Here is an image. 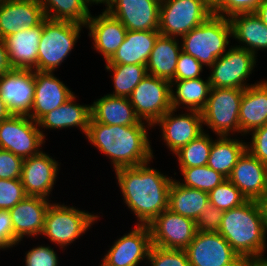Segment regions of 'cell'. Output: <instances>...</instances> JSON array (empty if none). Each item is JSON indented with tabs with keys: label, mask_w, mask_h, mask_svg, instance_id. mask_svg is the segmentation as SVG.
Segmentation results:
<instances>
[{
	"label": "cell",
	"mask_w": 267,
	"mask_h": 266,
	"mask_svg": "<svg viewBox=\"0 0 267 266\" xmlns=\"http://www.w3.org/2000/svg\"><path fill=\"white\" fill-rule=\"evenodd\" d=\"M207 5L211 6L215 0H203Z\"/></svg>",
	"instance_id": "obj_53"
},
{
	"label": "cell",
	"mask_w": 267,
	"mask_h": 266,
	"mask_svg": "<svg viewBox=\"0 0 267 266\" xmlns=\"http://www.w3.org/2000/svg\"><path fill=\"white\" fill-rule=\"evenodd\" d=\"M159 35L160 32L158 30H127L123 43L105 64H137L146 66L149 55Z\"/></svg>",
	"instance_id": "obj_26"
},
{
	"label": "cell",
	"mask_w": 267,
	"mask_h": 266,
	"mask_svg": "<svg viewBox=\"0 0 267 266\" xmlns=\"http://www.w3.org/2000/svg\"><path fill=\"white\" fill-rule=\"evenodd\" d=\"M37 122L25 115H11L0 121V149L25 159L41 152L45 134Z\"/></svg>",
	"instance_id": "obj_9"
},
{
	"label": "cell",
	"mask_w": 267,
	"mask_h": 266,
	"mask_svg": "<svg viewBox=\"0 0 267 266\" xmlns=\"http://www.w3.org/2000/svg\"><path fill=\"white\" fill-rule=\"evenodd\" d=\"M203 67L204 66L197 59L181 51L176 65L175 77L172 81L199 78Z\"/></svg>",
	"instance_id": "obj_42"
},
{
	"label": "cell",
	"mask_w": 267,
	"mask_h": 266,
	"mask_svg": "<svg viewBox=\"0 0 267 266\" xmlns=\"http://www.w3.org/2000/svg\"><path fill=\"white\" fill-rule=\"evenodd\" d=\"M267 123V81L250 84L244 89L239 110V133L250 132Z\"/></svg>",
	"instance_id": "obj_25"
},
{
	"label": "cell",
	"mask_w": 267,
	"mask_h": 266,
	"mask_svg": "<svg viewBox=\"0 0 267 266\" xmlns=\"http://www.w3.org/2000/svg\"><path fill=\"white\" fill-rule=\"evenodd\" d=\"M212 14L203 0H164L160 5L158 31L165 36L182 37Z\"/></svg>",
	"instance_id": "obj_8"
},
{
	"label": "cell",
	"mask_w": 267,
	"mask_h": 266,
	"mask_svg": "<svg viewBox=\"0 0 267 266\" xmlns=\"http://www.w3.org/2000/svg\"><path fill=\"white\" fill-rule=\"evenodd\" d=\"M98 218L97 214L81 211L73 206L51 203L45 215L41 235L64 249L85 234Z\"/></svg>",
	"instance_id": "obj_6"
},
{
	"label": "cell",
	"mask_w": 267,
	"mask_h": 266,
	"mask_svg": "<svg viewBox=\"0 0 267 266\" xmlns=\"http://www.w3.org/2000/svg\"><path fill=\"white\" fill-rule=\"evenodd\" d=\"M50 204L49 199L26 196L9 210L13 225V236L19 242L25 236L32 238L42 234L45 215Z\"/></svg>",
	"instance_id": "obj_21"
},
{
	"label": "cell",
	"mask_w": 267,
	"mask_h": 266,
	"mask_svg": "<svg viewBox=\"0 0 267 266\" xmlns=\"http://www.w3.org/2000/svg\"><path fill=\"white\" fill-rule=\"evenodd\" d=\"M209 203L219 210L226 211L247 201L241 191L227 178L208 193Z\"/></svg>",
	"instance_id": "obj_38"
},
{
	"label": "cell",
	"mask_w": 267,
	"mask_h": 266,
	"mask_svg": "<svg viewBox=\"0 0 267 266\" xmlns=\"http://www.w3.org/2000/svg\"><path fill=\"white\" fill-rule=\"evenodd\" d=\"M147 127L153 126L141 120L128 126L105 125L90 118L86 137L94 147L109 157L116 170L152 160L153 150Z\"/></svg>",
	"instance_id": "obj_2"
},
{
	"label": "cell",
	"mask_w": 267,
	"mask_h": 266,
	"mask_svg": "<svg viewBox=\"0 0 267 266\" xmlns=\"http://www.w3.org/2000/svg\"><path fill=\"white\" fill-rule=\"evenodd\" d=\"M74 93L53 72L35 71V95L29 117L37 122L69 100Z\"/></svg>",
	"instance_id": "obj_22"
},
{
	"label": "cell",
	"mask_w": 267,
	"mask_h": 266,
	"mask_svg": "<svg viewBox=\"0 0 267 266\" xmlns=\"http://www.w3.org/2000/svg\"><path fill=\"white\" fill-rule=\"evenodd\" d=\"M209 204L207 192L185 187L173 179L170 184L168 209L176 214L196 221L202 210Z\"/></svg>",
	"instance_id": "obj_32"
},
{
	"label": "cell",
	"mask_w": 267,
	"mask_h": 266,
	"mask_svg": "<svg viewBox=\"0 0 267 266\" xmlns=\"http://www.w3.org/2000/svg\"><path fill=\"white\" fill-rule=\"evenodd\" d=\"M150 162L116 169L117 183L123 201L137 217L138 225H148L168 209L172 177L150 168Z\"/></svg>",
	"instance_id": "obj_1"
},
{
	"label": "cell",
	"mask_w": 267,
	"mask_h": 266,
	"mask_svg": "<svg viewBox=\"0 0 267 266\" xmlns=\"http://www.w3.org/2000/svg\"><path fill=\"white\" fill-rule=\"evenodd\" d=\"M224 211L209 203L196 219L197 231L218 232Z\"/></svg>",
	"instance_id": "obj_45"
},
{
	"label": "cell",
	"mask_w": 267,
	"mask_h": 266,
	"mask_svg": "<svg viewBox=\"0 0 267 266\" xmlns=\"http://www.w3.org/2000/svg\"><path fill=\"white\" fill-rule=\"evenodd\" d=\"M93 4H100V3H103L105 4L108 0H90Z\"/></svg>",
	"instance_id": "obj_52"
},
{
	"label": "cell",
	"mask_w": 267,
	"mask_h": 266,
	"mask_svg": "<svg viewBox=\"0 0 267 266\" xmlns=\"http://www.w3.org/2000/svg\"><path fill=\"white\" fill-rule=\"evenodd\" d=\"M75 94L51 112L42 116L38 121V127L46 129H63L79 127L86 135L91 118V105L76 103Z\"/></svg>",
	"instance_id": "obj_27"
},
{
	"label": "cell",
	"mask_w": 267,
	"mask_h": 266,
	"mask_svg": "<svg viewBox=\"0 0 267 266\" xmlns=\"http://www.w3.org/2000/svg\"><path fill=\"white\" fill-rule=\"evenodd\" d=\"M218 233L247 265L267 262L263 254L267 237L258 201L247 200L224 211Z\"/></svg>",
	"instance_id": "obj_3"
},
{
	"label": "cell",
	"mask_w": 267,
	"mask_h": 266,
	"mask_svg": "<svg viewBox=\"0 0 267 266\" xmlns=\"http://www.w3.org/2000/svg\"><path fill=\"white\" fill-rule=\"evenodd\" d=\"M112 16L127 30L151 31L159 29L160 5L158 0H108L105 4Z\"/></svg>",
	"instance_id": "obj_15"
},
{
	"label": "cell",
	"mask_w": 267,
	"mask_h": 266,
	"mask_svg": "<svg viewBox=\"0 0 267 266\" xmlns=\"http://www.w3.org/2000/svg\"><path fill=\"white\" fill-rule=\"evenodd\" d=\"M244 89L211 88L202 121L217 136L239 134V110ZM231 133V134H230Z\"/></svg>",
	"instance_id": "obj_7"
},
{
	"label": "cell",
	"mask_w": 267,
	"mask_h": 266,
	"mask_svg": "<svg viewBox=\"0 0 267 266\" xmlns=\"http://www.w3.org/2000/svg\"><path fill=\"white\" fill-rule=\"evenodd\" d=\"M152 245L163 249L185 250L193 241L195 220L164 210L148 224Z\"/></svg>",
	"instance_id": "obj_13"
},
{
	"label": "cell",
	"mask_w": 267,
	"mask_h": 266,
	"mask_svg": "<svg viewBox=\"0 0 267 266\" xmlns=\"http://www.w3.org/2000/svg\"><path fill=\"white\" fill-rule=\"evenodd\" d=\"M232 28L228 18L212 14L204 23L181 37L182 51L210 67L229 45Z\"/></svg>",
	"instance_id": "obj_4"
},
{
	"label": "cell",
	"mask_w": 267,
	"mask_h": 266,
	"mask_svg": "<svg viewBox=\"0 0 267 266\" xmlns=\"http://www.w3.org/2000/svg\"><path fill=\"white\" fill-rule=\"evenodd\" d=\"M128 98L136 116L153 126L159 118L172 109L171 82L148 74Z\"/></svg>",
	"instance_id": "obj_10"
},
{
	"label": "cell",
	"mask_w": 267,
	"mask_h": 266,
	"mask_svg": "<svg viewBox=\"0 0 267 266\" xmlns=\"http://www.w3.org/2000/svg\"><path fill=\"white\" fill-rule=\"evenodd\" d=\"M82 26L85 25L45 18L38 46L37 68L34 71L54 72L59 68L72 52Z\"/></svg>",
	"instance_id": "obj_5"
},
{
	"label": "cell",
	"mask_w": 267,
	"mask_h": 266,
	"mask_svg": "<svg viewBox=\"0 0 267 266\" xmlns=\"http://www.w3.org/2000/svg\"><path fill=\"white\" fill-rule=\"evenodd\" d=\"M152 240L148 225H138L129 233L117 239L104 255L105 266H138L148 260Z\"/></svg>",
	"instance_id": "obj_16"
},
{
	"label": "cell",
	"mask_w": 267,
	"mask_h": 266,
	"mask_svg": "<svg viewBox=\"0 0 267 266\" xmlns=\"http://www.w3.org/2000/svg\"><path fill=\"white\" fill-rule=\"evenodd\" d=\"M252 136L247 150L259 161L267 165V123L251 131Z\"/></svg>",
	"instance_id": "obj_46"
},
{
	"label": "cell",
	"mask_w": 267,
	"mask_h": 266,
	"mask_svg": "<svg viewBox=\"0 0 267 266\" xmlns=\"http://www.w3.org/2000/svg\"><path fill=\"white\" fill-rule=\"evenodd\" d=\"M175 112L177 110L170 109L153 124L160 126L163 142L173 154L204 132L201 112L189 111L179 115Z\"/></svg>",
	"instance_id": "obj_17"
},
{
	"label": "cell",
	"mask_w": 267,
	"mask_h": 266,
	"mask_svg": "<svg viewBox=\"0 0 267 266\" xmlns=\"http://www.w3.org/2000/svg\"><path fill=\"white\" fill-rule=\"evenodd\" d=\"M212 144L213 140L209 133L204 131L174 154L177 156L179 167L190 168L207 165Z\"/></svg>",
	"instance_id": "obj_36"
},
{
	"label": "cell",
	"mask_w": 267,
	"mask_h": 266,
	"mask_svg": "<svg viewBox=\"0 0 267 266\" xmlns=\"http://www.w3.org/2000/svg\"><path fill=\"white\" fill-rule=\"evenodd\" d=\"M258 204L262 212V219L264 223L265 232L267 235V194L258 201Z\"/></svg>",
	"instance_id": "obj_50"
},
{
	"label": "cell",
	"mask_w": 267,
	"mask_h": 266,
	"mask_svg": "<svg viewBox=\"0 0 267 266\" xmlns=\"http://www.w3.org/2000/svg\"><path fill=\"white\" fill-rule=\"evenodd\" d=\"M85 27L93 40L94 49L104 56L107 62L123 43L127 29L107 10L98 16L90 15Z\"/></svg>",
	"instance_id": "obj_23"
},
{
	"label": "cell",
	"mask_w": 267,
	"mask_h": 266,
	"mask_svg": "<svg viewBox=\"0 0 267 266\" xmlns=\"http://www.w3.org/2000/svg\"><path fill=\"white\" fill-rule=\"evenodd\" d=\"M176 87V91L173 90ZM211 86L209 78L205 81L199 77L195 79L171 81V105L177 110L179 106L188 111L202 112L205 108Z\"/></svg>",
	"instance_id": "obj_31"
},
{
	"label": "cell",
	"mask_w": 267,
	"mask_h": 266,
	"mask_svg": "<svg viewBox=\"0 0 267 266\" xmlns=\"http://www.w3.org/2000/svg\"><path fill=\"white\" fill-rule=\"evenodd\" d=\"M25 266H58L56 251L50 246H37L27 251Z\"/></svg>",
	"instance_id": "obj_44"
},
{
	"label": "cell",
	"mask_w": 267,
	"mask_h": 266,
	"mask_svg": "<svg viewBox=\"0 0 267 266\" xmlns=\"http://www.w3.org/2000/svg\"><path fill=\"white\" fill-rule=\"evenodd\" d=\"M228 179L247 200L259 201L267 194V165L248 150L239 158Z\"/></svg>",
	"instance_id": "obj_19"
},
{
	"label": "cell",
	"mask_w": 267,
	"mask_h": 266,
	"mask_svg": "<svg viewBox=\"0 0 267 266\" xmlns=\"http://www.w3.org/2000/svg\"><path fill=\"white\" fill-rule=\"evenodd\" d=\"M91 118L105 125L121 126L134 125L140 121L128 97L109 94L91 104Z\"/></svg>",
	"instance_id": "obj_29"
},
{
	"label": "cell",
	"mask_w": 267,
	"mask_h": 266,
	"mask_svg": "<svg viewBox=\"0 0 267 266\" xmlns=\"http://www.w3.org/2000/svg\"><path fill=\"white\" fill-rule=\"evenodd\" d=\"M19 241L13 236V225L9 210H0V249H9Z\"/></svg>",
	"instance_id": "obj_47"
},
{
	"label": "cell",
	"mask_w": 267,
	"mask_h": 266,
	"mask_svg": "<svg viewBox=\"0 0 267 266\" xmlns=\"http://www.w3.org/2000/svg\"><path fill=\"white\" fill-rule=\"evenodd\" d=\"M185 252L191 266H247L218 232L197 231Z\"/></svg>",
	"instance_id": "obj_12"
},
{
	"label": "cell",
	"mask_w": 267,
	"mask_h": 266,
	"mask_svg": "<svg viewBox=\"0 0 267 266\" xmlns=\"http://www.w3.org/2000/svg\"><path fill=\"white\" fill-rule=\"evenodd\" d=\"M232 28V37L255 56L258 50H267V26L252 13L236 14L228 18Z\"/></svg>",
	"instance_id": "obj_30"
},
{
	"label": "cell",
	"mask_w": 267,
	"mask_h": 266,
	"mask_svg": "<svg viewBox=\"0 0 267 266\" xmlns=\"http://www.w3.org/2000/svg\"><path fill=\"white\" fill-rule=\"evenodd\" d=\"M10 116H11V113L7 109L5 102L3 101V99L0 96V121L7 119Z\"/></svg>",
	"instance_id": "obj_51"
},
{
	"label": "cell",
	"mask_w": 267,
	"mask_h": 266,
	"mask_svg": "<svg viewBox=\"0 0 267 266\" xmlns=\"http://www.w3.org/2000/svg\"><path fill=\"white\" fill-rule=\"evenodd\" d=\"M11 69L4 40L0 38V76Z\"/></svg>",
	"instance_id": "obj_48"
},
{
	"label": "cell",
	"mask_w": 267,
	"mask_h": 266,
	"mask_svg": "<svg viewBox=\"0 0 267 266\" xmlns=\"http://www.w3.org/2000/svg\"><path fill=\"white\" fill-rule=\"evenodd\" d=\"M59 163L49 154L41 151L25 158L22 165L21 181L27 196L49 199L56 182Z\"/></svg>",
	"instance_id": "obj_18"
},
{
	"label": "cell",
	"mask_w": 267,
	"mask_h": 266,
	"mask_svg": "<svg viewBox=\"0 0 267 266\" xmlns=\"http://www.w3.org/2000/svg\"><path fill=\"white\" fill-rule=\"evenodd\" d=\"M255 14L267 26V0L262 1V3L256 9Z\"/></svg>",
	"instance_id": "obj_49"
},
{
	"label": "cell",
	"mask_w": 267,
	"mask_h": 266,
	"mask_svg": "<svg viewBox=\"0 0 267 266\" xmlns=\"http://www.w3.org/2000/svg\"><path fill=\"white\" fill-rule=\"evenodd\" d=\"M148 262L151 266H191L185 250L163 249L152 245Z\"/></svg>",
	"instance_id": "obj_40"
},
{
	"label": "cell",
	"mask_w": 267,
	"mask_h": 266,
	"mask_svg": "<svg viewBox=\"0 0 267 266\" xmlns=\"http://www.w3.org/2000/svg\"><path fill=\"white\" fill-rule=\"evenodd\" d=\"M42 30L43 21L38 26L24 28L3 39L12 69L35 70L37 68Z\"/></svg>",
	"instance_id": "obj_24"
},
{
	"label": "cell",
	"mask_w": 267,
	"mask_h": 266,
	"mask_svg": "<svg viewBox=\"0 0 267 266\" xmlns=\"http://www.w3.org/2000/svg\"><path fill=\"white\" fill-rule=\"evenodd\" d=\"M184 177L181 185L198 189L209 193L227 178L211 167L204 165L200 167L180 168Z\"/></svg>",
	"instance_id": "obj_37"
},
{
	"label": "cell",
	"mask_w": 267,
	"mask_h": 266,
	"mask_svg": "<svg viewBox=\"0 0 267 266\" xmlns=\"http://www.w3.org/2000/svg\"><path fill=\"white\" fill-rule=\"evenodd\" d=\"M34 95V70L11 69L0 76V96L11 115L29 116Z\"/></svg>",
	"instance_id": "obj_14"
},
{
	"label": "cell",
	"mask_w": 267,
	"mask_h": 266,
	"mask_svg": "<svg viewBox=\"0 0 267 266\" xmlns=\"http://www.w3.org/2000/svg\"><path fill=\"white\" fill-rule=\"evenodd\" d=\"M179 39L160 34L146 63L147 73L171 82L182 47Z\"/></svg>",
	"instance_id": "obj_28"
},
{
	"label": "cell",
	"mask_w": 267,
	"mask_h": 266,
	"mask_svg": "<svg viewBox=\"0 0 267 266\" xmlns=\"http://www.w3.org/2000/svg\"><path fill=\"white\" fill-rule=\"evenodd\" d=\"M23 161L12 152L0 149V179H21Z\"/></svg>",
	"instance_id": "obj_43"
},
{
	"label": "cell",
	"mask_w": 267,
	"mask_h": 266,
	"mask_svg": "<svg viewBox=\"0 0 267 266\" xmlns=\"http://www.w3.org/2000/svg\"><path fill=\"white\" fill-rule=\"evenodd\" d=\"M46 19L86 25L90 18V0H39Z\"/></svg>",
	"instance_id": "obj_34"
},
{
	"label": "cell",
	"mask_w": 267,
	"mask_h": 266,
	"mask_svg": "<svg viewBox=\"0 0 267 266\" xmlns=\"http://www.w3.org/2000/svg\"><path fill=\"white\" fill-rule=\"evenodd\" d=\"M263 0H215L210 6L213 14L230 18L241 13L255 12Z\"/></svg>",
	"instance_id": "obj_39"
},
{
	"label": "cell",
	"mask_w": 267,
	"mask_h": 266,
	"mask_svg": "<svg viewBox=\"0 0 267 266\" xmlns=\"http://www.w3.org/2000/svg\"><path fill=\"white\" fill-rule=\"evenodd\" d=\"M255 266H267V262H264V263H255Z\"/></svg>",
	"instance_id": "obj_54"
},
{
	"label": "cell",
	"mask_w": 267,
	"mask_h": 266,
	"mask_svg": "<svg viewBox=\"0 0 267 266\" xmlns=\"http://www.w3.org/2000/svg\"><path fill=\"white\" fill-rule=\"evenodd\" d=\"M247 150L243 140L228 136H217L210 149L207 166L228 178L239 158Z\"/></svg>",
	"instance_id": "obj_33"
},
{
	"label": "cell",
	"mask_w": 267,
	"mask_h": 266,
	"mask_svg": "<svg viewBox=\"0 0 267 266\" xmlns=\"http://www.w3.org/2000/svg\"><path fill=\"white\" fill-rule=\"evenodd\" d=\"M105 69L113 72L114 92L109 95L129 97L134 88L148 75L145 65H105Z\"/></svg>",
	"instance_id": "obj_35"
},
{
	"label": "cell",
	"mask_w": 267,
	"mask_h": 266,
	"mask_svg": "<svg viewBox=\"0 0 267 266\" xmlns=\"http://www.w3.org/2000/svg\"><path fill=\"white\" fill-rule=\"evenodd\" d=\"M27 196L21 179H0V210H10Z\"/></svg>",
	"instance_id": "obj_41"
},
{
	"label": "cell",
	"mask_w": 267,
	"mask_h": 266,
	"mask_svg": "<svg viewBox=\"0 0 267 266\" xmlns=\"http://www.w3.org/2000/svg\"><path fill=\"white\" fill-rule=\"evenodd\" d=\"M45 19L39 0H0V38L28 27L38 26Z\"/></svg>",
	"instance_id": "obj_20"
},
{
	"label": "cell",
	"mask_w": 267,
	"mask_h": 266,
	"mask_svg": "<svg viewBox=\"0 0 267 266\" xmlns=\"http://www.w3.org/2000/svg\"><path fill=\"white\" fill-rule=\"evenodd\" d=\"M252 52L236 46H231L209 68L208 76L211 88L246 89V83L256 65V58Z\"/></svg>",
	"instance_id": "obj_11"
}]
</instances>
